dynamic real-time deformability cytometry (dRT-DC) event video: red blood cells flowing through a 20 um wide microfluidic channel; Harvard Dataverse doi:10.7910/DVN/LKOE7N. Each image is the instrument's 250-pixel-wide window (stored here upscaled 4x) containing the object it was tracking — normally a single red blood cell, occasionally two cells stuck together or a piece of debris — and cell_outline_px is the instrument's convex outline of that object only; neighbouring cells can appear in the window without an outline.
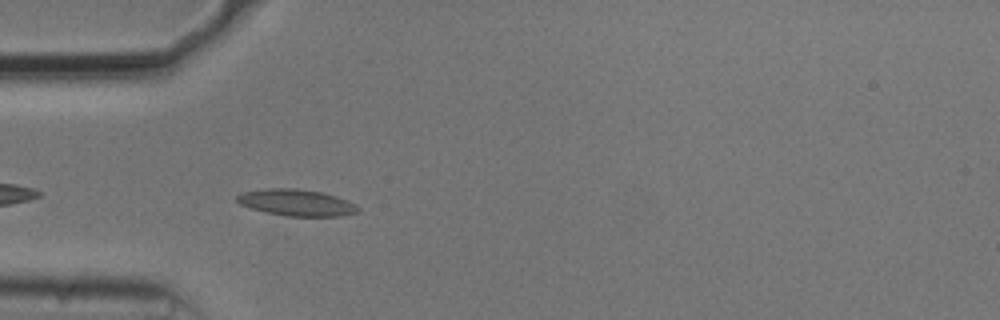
{"species": "common noctule bat (a hibernating species)", "species_latin": "Nyctalus noctula", "temperature_condition": "cold", "stored_images_in_passage": 35, "camera_frame_rate_fps": 3000, "um_per_image_px": 0.085, "animal": {"sex": "male", "body_mass_g": 20.5, "forearm_length_mm": 52.5}, "frame": {"image": 1, "passage_image": 2, "time_ms": 0.333, "image_size_px": [1000, 320], "cell_outline_px": [[360, 212], [340, 216], [288, 216], [264, 212], [240, 204], [236, 200], [236, 196], [240, 192], [268, 188], [296, 188], [320, 192], [336, 196], [356, 204], [360, 208]], "centroid_in_image_um": [25.2, 17.22], "position_along_channel_um": 59.8, "area_um2": 18.79}}
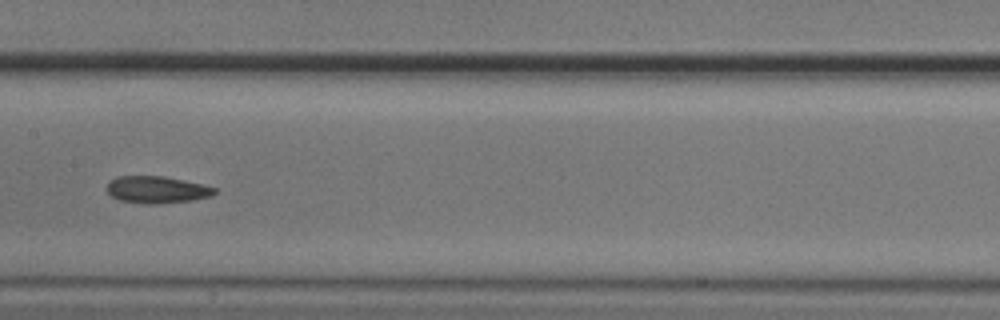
{"frame": {"image": 2, "passage_image": 13, "time_ms": 4.0, "image_size_px": [1000, 320], "cell_outline_px": [[216, 192], [208, 196], [192, 200], [156, 204], [144, 204], [120, 200], [112, 196], [108, 192], [108, 184], [116, 176], [164, 176], [184, 180], [216, 188]], "centroid_in_image_um": [13.31, 16.12], "position_along_channel_um": 194.1, "area_um2": 16.7}}
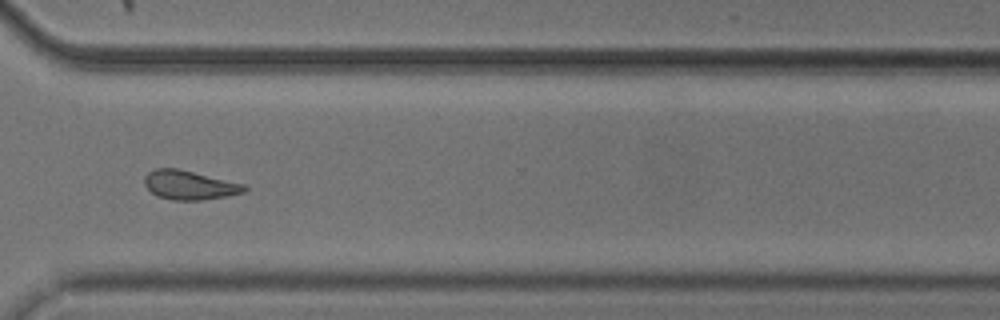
{"frame": {"image": 3, "passage_image": 26, "time_ms": 8.333, "image_size_px": [1000, 320], "cell_outline_px": [[248, 188], [244, 192], [228, 196], [204, 200], [172, 200], [156, 196], [144, 184], [144, 176], [148, 172], [156, 168], [176, 168], [244, 184]], "centroid_in_image_um": [16.09, 15.74], "position_along_channel_um": 354.5, "area_um2": 16.88}, "authors_computed_cell_mechanics": {"area_um2": 16.7042, "velocity_mm_per_s": 3.7082, "shape_relaxation_time_tau1_ms": null, "shape_relaxation_time_tau2_ms": 4.9865, "deformation_change_tau1": null, "deformation_change_tau2": 0.1146}}